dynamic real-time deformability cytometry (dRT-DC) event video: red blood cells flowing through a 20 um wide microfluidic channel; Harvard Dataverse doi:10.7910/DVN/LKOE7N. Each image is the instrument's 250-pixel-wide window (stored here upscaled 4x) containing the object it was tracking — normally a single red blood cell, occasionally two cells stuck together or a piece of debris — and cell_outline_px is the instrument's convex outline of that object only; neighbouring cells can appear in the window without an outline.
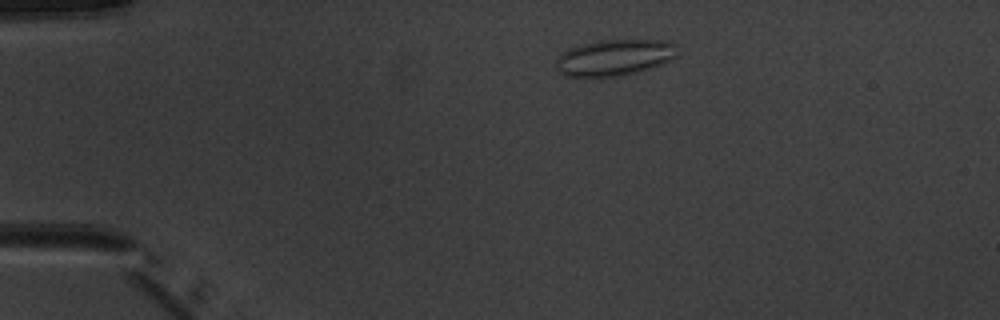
{"species": "common noctule bat (a hibernating species)", "species_latin": "Nyctalus noctula", "temperature_condition": "warm", "stored_images_in_passage": 3, "camera_frame_rate_fps": 3000, "um_per_image_px": 0.085, "animal": {"sex": "male", "body_mass_g": 20.1, "forearm_length_mm": 53.5}, "frame": {"image": 1, "passage_image": 1, "time_ms": 0.0, "image_size_px": [1000, 320], "cell_outline_px": [[676, 56], [660, 64], [624, 76], [564, 76], [556, 68], [556, 60], [568, 48], [596, 40], [668, 40], [676, 44]], "centroid_in_image_um": [52.22, 4.88], "position_along_channel_um": 32.8, "area_um2": 25.43}}
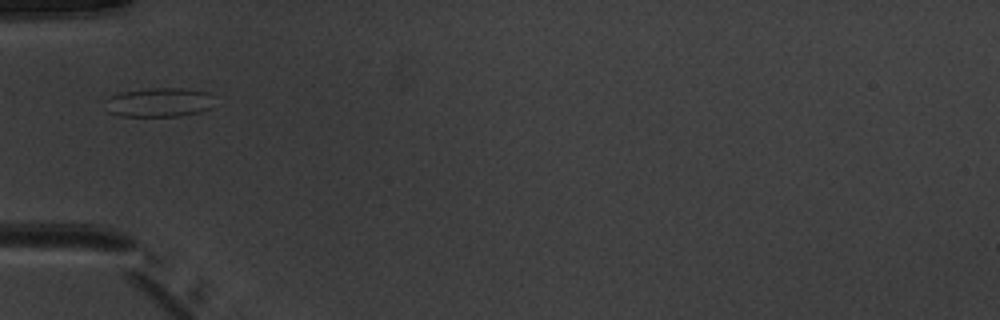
{"frame": {"image": 2, "passage_image": 3, "time_ms": 2.333, "image_size_px": [1000, 320], "cell_outline_px": [[212, 108], [200, 112], [176, 116], [120, 116], [108, 112], [108, 100], [112, 96], [120, 92], [152, 88], [184, 88], [208, 92]], "centroid_in_image_um": [13.53, 8.7], "position_along_channel_um": 71.5, "area_um2": 18.21}}